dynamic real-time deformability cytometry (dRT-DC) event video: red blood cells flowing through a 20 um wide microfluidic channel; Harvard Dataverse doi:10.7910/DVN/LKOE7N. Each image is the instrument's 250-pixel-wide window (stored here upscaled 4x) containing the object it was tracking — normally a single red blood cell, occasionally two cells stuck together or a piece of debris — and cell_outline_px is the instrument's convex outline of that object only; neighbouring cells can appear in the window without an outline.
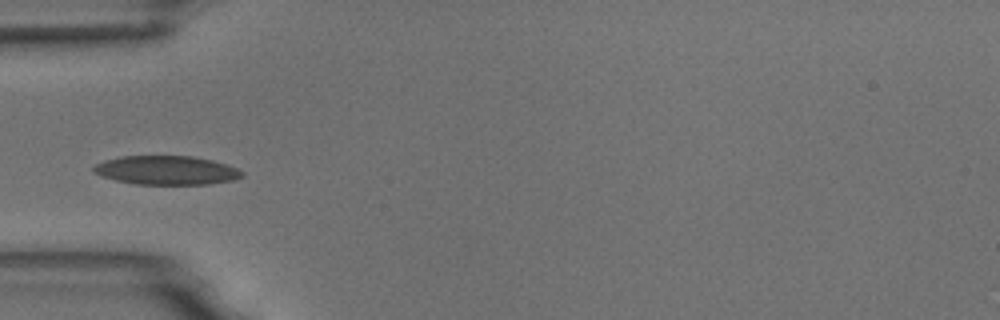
{"species": "common noctule bat (a hibernating species)", "species_latin": "Nyctalus noctula", "temperature_condition": "room temperature", "stored_images_in_passage": 15, "camera_frame_rate_fps": 3000, "um_per_image_px": 0.085, "animal": {"sex": "male", "body_mass_g": 18.8}, "frame": {"image": 1, "passage_image": 5, "time_ms": 5.667, "image_size_px": [1000, 320], "cell_outline_px": [[244, 176], [232, 180], [208, 184], [136, 184], [116, 180], [100, 176], [92, 172], [92, 168], [96, 164], [104, 160], [120, 156], [192, 156], [212, 160], [228, 164], [244, 172]], "centroid_in_image_um": [14.13, 14.47], "position_along_channel_um": 70.9, "area_um2": 25.09}}
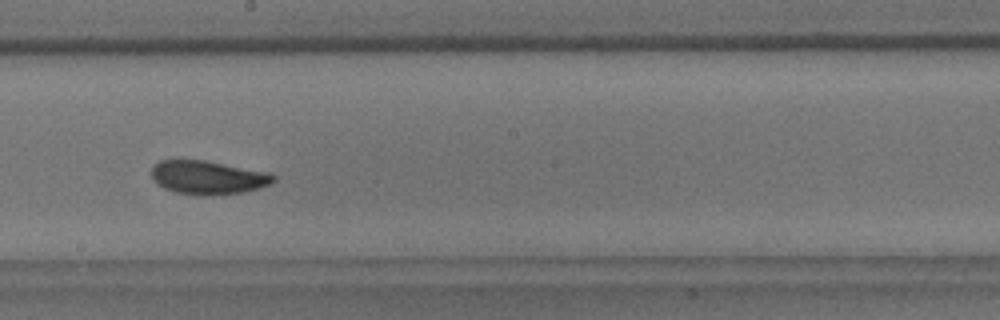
{"frame": {"image": 2, "passage_image": 9, "time_ms": 10.0, "image_size_px": [1000, 320], "cell_outline_px": [[276, 180], [260, 188], [244, 192], [212, 196], [200, 196], [176, 192], [164, 188], [156, 184], [152, 180], [152, 168], [160, 160], [204, 160], [268, 172], [276, 176]], "centroid_in_image_um": [17.67, 15.1], "position_along_channel_um": 230.5, "area_um2": 24.04}}
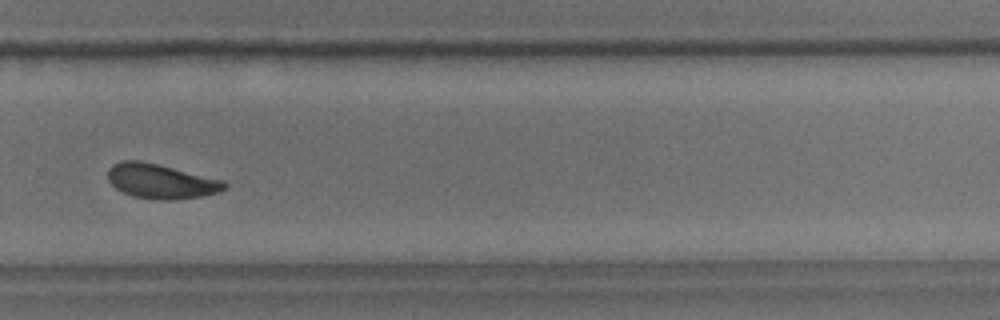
{"frame": {"image": 3, "passage_image": 11, "time_ms": 12.333, "image_size_px": [1000, 320], "cell_outline_px": [[228, 184], [220, 192], [200, 196], [176, 200], [160, 200], [132, 196], [116, 188], [108, 180], [108, 168], [112, 164], [120, 160], [140, 160], [224, 180]], "centroid_in_image_um": [13.66, 15.4], "position_along_channel_um": 316.1, "area_um2": 23.52}, "authors_computed_cell_mechanics": {"area_um2": 24.0448, "velocity_mm_per_s": 3.6665, "shape_relaxation_time_tau1_ms": 2.0443, "shape_relaxation_time_tau2_ms": null, "deformation_change_tau1": 0.092, "deformation_change_tau2": null}}